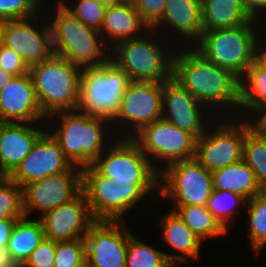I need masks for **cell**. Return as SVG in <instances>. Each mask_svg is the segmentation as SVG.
<instances>
[{
    "label": "cell",
    "mask_w": 266,
    "mask_h": 267,
    "mask_svg": "<svg viewBox=\"0 0 266 267\" xmlns=\"http://www.w3.org/2000/svg\"><path fill=\"white\" fill-rule=\"evenodd\" d=\"M24 217L23 189L8 176L0 183V220Z\"/></svg>",
    "instance_id": "cell-33"
},
{
    "label": "cell",
    "mask_w": 266,
    "mask_h": 267,
    "mask_svg": "<svg viewBox=\"0 0 266 267\" xmlns=\"http://www.w3.org/2000/svg\"><path fill=\"white\" fill-rule=\"evenodd\" d=\"M183 222L204 242L205 239L228 233L208 210L207 205H172Z\"/></svg>",
    "instance_id": "cell-29"
},
{
    "label": "cell",
    "mask_w": 266,
    "mask_h": 267,
    "mask_svg": "<svg viewBox=\"0 0 266 267\" xmlns=\"http://www.w3.org/2000/svg\"><path fill=\"white\" fill-rule=\"evenodd\" d=\"M58 3L55 18L50 21L54 54L83 69L108 62L110 54L104 53L108 45L100 38L99 30L85 25Z\"/></svg>",
    "instance_id": "cell-4"
},
{
    "label": "cell",
    "mask_w": 266,
    "mask_h": 267,
    "mask_svg": "<svg viewBox=\"0 0 266 267\" xmlns=\"http://www.w3.org/2000/svg\"><path fill=\"white\" fill-rule=\"evenodd\" d=\"M71 166L59 143L47 130L36 140L31 151L9 177L23 188L49 175L67 171Z\"/></svg>",
    "instance_id": "cell-15"
},
{
    "label": "cell",
    "mask_w": 266,
    "mask_h": 267,
    "mask_svg": "<svg viewBox=\"0 0 266 267\" xmlns=\"http://www.w3.org/2000/svg\"><path fill=\"white\" fill-rule=\"evenodd\" d=\"M132 139L158 173L161 168L155 166L150 158L159 159L166 168L172 163L191 160L196 156L197 138L163 119L146 125Z\"/></svg>",
    "instance_id": "cell-9"
},
{
    "label": "cell",
    "mask_w": 266,
    "mask_h": 267,
    "mask_svg": "<svg viewBox=\"0 0 266 267\" xmlns=\"http://www.w3.org/2000/svg\"><path fill=\"white\" fill-rule=\"evenodd\" d=\"M117 137L114 145H109L91 166L100 175L112 179L113 184L159 185V173L139 145L132 138Z\"/></svg>",
    "instance_id": "cell-8"
},
{
    "label": "cell",
    "mask_w": 266,
    "mask_h": 267,
    "mask_svg": "<svg viewBox=\"0 0 266 267\" xmlns=\"http://www.w3.org/2000/svg\"><path fill=\"white\" fill-rule=\"evenodd\" d=\"M45 237L55 242L85 238L95 221L83 192L66 204L41 215Z\"/></svg>",
    "instance_id": "cell-16"
},
{
    "label": "cell",
    "mask_w": 266,
    "mask_h": 267,
    "mask_svg": "<svg viewBox=\"0 0 266 267\" xmlns=\"http://www.w3.org/2000/svg\"><path fill=\"white\" fill-rule=\"evenodd\" d=\"M203 30L235 28L253 20L241 0H201Z\"/></svg>",
    "instance_id": "cell-25"
},
{
    "label": "cell",
    "mask_w": 266,
    "mask_h": 267,
    "mask_svg": "<svg viewBox=\"0 0 266 267\" xmlns=\"http://www.w3.org/2000/svg\"><path fill=\"white\" fill-rule=\"evenodd\" d=\"M60 3L65 7V9L70 12L75 18L82 21L85 25L96 28L100 30L102 27L104 16L106 12V7L101 5L96 0H78L75 3V7L71 5L69 7L66 2L60 1Z\"/></svg>",
    "instance_id": "cell-36"
},
{
    "label": "cell",
    "mask_w": 266,
    "mask_h": 267,
    "mask_svg": "<svg viewBox=\"0 0 266 267\" xmlns=\"http://www.w3.org/2000/svg\"><path fill=\"white\" fill-rule=\"evenodd\" d=\"M54 116H59L61 122L59 126H54L55 131L49 133L59 143L65 157L72 165L80 168L91 166L104 153L110 142L115 141L110 136H105V131L108 132L105 126L111 123L110 119L85 114L79 110L61 111L50 115ZM105 138L113 141L109 139L105 141ZM107 142L109 144H105Z\"/></svg>",
    "instance_id": "cell-3"
},
{
    "label": "cell",
    "mask_w": 266,
    "mask_h": 267,
    "mask_svg": "<svg viewBox=\"0 0 266 267\" xmlns=\"http://www.w3.org/2000/svg\"><path fill=\"white\" fill-rule=\"evenodd\" d=\"M117 192V220H123V214L137 206L140 200L153 191L159 185H118Z\"/></svg>",
    "instance_id": "cell-37"
},
{
    "label": "cell",
    "mask_w": 266,
    "mask_h": 267,
    "mask_svg": "<svg viewBox=\"0 0 266 267\" xmlns=\"http://www.w3.org/2000/svg\"><path fill=\"white\" fill-rule=\"evenodd\" d=\"M180 52L173 57L172 78L175 81L207 108L220 104L239 106V78L212 63L194 46L189 49L187 46Z\"/></svg>",
    "instance_id": "cell-1"
},
{
    "label": "cell",
    "mask_w": 266,
    "mask_h": 267,
    "mask_svg": "<svg viewBox=\"0 0 266 267\" xmlns=\"http://www.w3.org/2000/svg\"><path fill=\"white\" fill-rule=\"evenodd\" d=\"M211 174L214 189L231 191L247 201L264 191L255 173L243 160Z\"/></svg>",
    "instance_id": "cell-26"
},
{
    "label": "cell",
    "mask_w": 266,
    "mask_h": 267,
    "mask_svg": "<svg viewBox=\"0 0 266 267\" xmlns=\"http://www.w3.org/2000/svg\"><path fill=\"white\" fill-rule=\"evenodd\" d=\"M98 1L101 5H103L104 7L108 8L114 5H118L120 3H122L125 0H96Z\"/></svg>",
    "instance_id": "cell-48"
},
{
    "label": "cell",
    "mask_w": 266,
    "mask_h": 267,
    "mask_svg": "<svg viewBox=\"0 0 266 267\" xmlns=\"http://www.w3.org/2000/svg\"><path fill=\"white\" fill-rule=\"evenodd\" d=\"M41 1L42 0H0V18L6 21H12L34 17L39 12L37 8L40 7Z\"/></svg>",
    "instance_id": "cell-38"
},
{
    "label": "cell",
    "mask_w": 266,
    "mask_h": 267,
    "mask_svg": "<svg viewBox=\"0 0 266 267\" xmlns=\"http://www.w3.org/2000/svg\"><path fill=\"white\" fill-rule=\"evenodd\" d=\"M22 189L25 217L29 218L34 210L44 215L82 192V168L72 165L67 171L31 182Z\"/></svg>",
    "instance_id": "cell-13"
},
{
    "label": "cell",
    "mask_w": 266,
    "mask_h": 267,
    "mask_svg": "<svg viewBox=\"0 0 266 267\" xmlns=\"http://www.w3.org/2000/svg\"><path fill=\"white\" fill-rule=\"evenodd\" d=\"M129 83L128 75L110 60L99 67L84 68L78 110L111 120Z\"/></svg>",
    "instance_id": "cell-7"
},
{
    "label": "cell",
    "mask_w": 266,
    "mask_h": 267,
    "mask_svg": "<svg viewBox=\"0 0 266 267\" xmlns=\"http://www.w3.org/2000/svg\"><path fill=\"white\" fill-rule=\"evenodd\" d=\"M247 200L231 191L214 189L208 199L207 208L219 224L228 231L227 221L234 209Z\"/></svg>",
    "instance_id": "cell-34"
},
{
    "label": "cell",
    "mask_w": 266,
    "mask_h": 267,
    "mask_svg": "<svg viewBox=\"0 0 266 267\" xmlns=\"http://www.w3.org/2000/svg\"><path fill=\"white\" fill-rule=\"evenodd\" d=\"M247 202L245 204H248L249 236L257 257L266 245V190Z\"/></svg>",
    "instance_id": "cell-32"
},
{
    "label": "cell",
    "mask_w": 266,
    "mask_h": 267,
    "mask_svg": "<svg viewBox=\"0 0 266 267\" xmlns=\"http://www.w3.org/2000/svg\"><path fill=\"white\" fill-rule=\"evenodd\" d=\"M24 124L32 123L0 122V169L7 176L25 159L36 140L46 131Z\"/></svg>",
    "instance_id": "cell-20"
},
{
    "label": "cell",
    "mask_w": 266,
    "mask_h": 267,
    "mask_svg": "<svg viewBox=\"0 0 266 267\" xmlns=\"http://www.w3.org/2000/svg\"><path fill=\"white\" fill-rule=\"evenodd\" d=\"M6 20L0 18V45L2 44V40H3V30L6 24Z\"/></svg>",
    "instance_id": "cell-49"
},
{
    "label": "cell",
    "mask_w": 266,
    "mask_h": 267,
    "mask_svg": "<svg viewBox=\"0 0 266 267\" xmlns=\"http://www.w3.org/2000/svg\"><path fill=\"white\" fill-rule=\"evenodd\" d=\"M0 267H22L11 253L7 250V247L0 248Z\"/></svg>",
    "instance_id": "cell-44"
},
{
    "label": "cell",
    "mask_w": 266,
    "mask_h": 267,
    "mask_svg": "<svg viewBox=\"0 0 266 267\" xmlns=\"http://www.w3.org/2000/svg\"><path fill=\"white\" fill-rule=\"evenodd\" d=\"M44 237L45 233L41 220L39 218L29 220L28 217H24L16 221L7 250L23 266Z\"/></svg>",
    "instance_id": "cell-27"
},
{
    "label": "cell",
    "mask_w": 266,
    "mask_h": 267,
    "mask_svg": "<svg viewBox=\"0 0 266 267\" xmlns=\"http://www.w3.org/2000/svg\"><path fill=\"white\" fill-rule=\"evenodd\" d=\"M0 67L14 77L29 73V66L22 57L3 44L0 45Z\"/></svg>",
    "instance_id": "cell-41"
},
{
    "label": "cell",
    "mask_w": 266,
    "mask_h": 267,
    "mask_svg": "<svg viewBox=\"0 0 266 267\" xmlns=\"http://www.w3.org/2000/svg\"><path fill=\"white\" fill-rule=\"evenodd\" d=\"M85 263V238L56 242L55 267H80Z\"/></svg>",
    "instance_id": "cell-35"
},
{
    "label": "cell",
    "mask_w": 266,
    "mask_h": 267,
    "mask_svg": "<svg viewBox=\"0 0 266 267\" xmlns=\"http://www.w3.org/2000/svg\"><path fill=\"white\" fill-rule=\"evenodd\" d=\"M56 242L44 237L22 267H55Z\"/></svg>",
    "instance_id": "cell-40"
},
{
    "label": "cell",
    "mask_w": 266,
    "mask_h": 267,
    "mask_svg": "<svg viewBox=\"0 0 266 267\" xmlns=\"http://www.w3.org/2000/svg\"><path fill=\"white\" fill-rule=\"evenodd\" d=\"M124 222L95 220L90 225L85 236L86 263L89 267H125L128 241L132 234L125 228Z\"/></svg>",
    "instance_id": "cell-14"
},
{
    "label": "cell",
    "mask_w": 266,
    "mask_h": 267,
    "mask_svg": "<svg viewBox=\"0 0 266 267\" xmlns=\"http://www.w3.org/2000/svg\"><path fill=\"white\" fill-rule=\"evenodd\" d=\"M82 192L95 220H117V192L112 179L92 166L82 168Z\"/></svg>",
    "instance_id": "cell-21"
},
{
    "label": "cell",
    "mask_w": 266,
    "mask_h": 267,
    "mask_svg": "<svg viewBox=\"0 0 266 267\" xmlns=\"http://www.w3.org/2000/svg\"><path fill=\"white\" fill-rule=\"evenodd\" d=\"M223 123L197 139L195 159L210 172L242 161L245 135L253 126L250 119Z\"/></svg>",
    "instance_id": "cell-11"
},
{
    "label": "cell",
    "mask_w": 266,
    "mask_h": 267,
    "mask_svg": "<svg viewBox=\"0 0 266 267\" xmlns=\"http://www.w3.org/2000/svg\"><path fill=\"white\" fill-rule=\"evenodd\" d=\"M112 51L110 61L123 70L130 81L164 83L172 78L174 55L165 54L166 50L154 39L140 36L121 41Z\"/></svg>",
    "instance_id": "cell-6"
},
{
    "label": "cell",
    "mask_w": 266,
    "mask_h": 267,
    "mask_svg": "<svg viewBox=\"0 0 266 267\" xmlns=\"http://www.w3.org/2000/svg\"><path fill=\"white\" fill-rule=\"evenodd\" d=\"M255 21L235 28L203 30L194 47L212 63L241 78L256 58ZM199 44V45H198Z\"/></svg>",
    "instance_id": "cell-5"
},
{
    "label": "cell",
    "mask_w": 266,
    "mask_h": 267,
    "mask_svg": "<svg viewBox=\"0 0 266 267\" xmlns=\"http://www.w3.org/2000/svg\"><path fill=\"white\" fill-rule=\"evenodd\" d=\"M259 118H257V122L252 123L253 127L256 128L262 135L266 136V107L262 108L259 112H257ZM261 114V115H260Z\"/></svg>",
    "instance_id": "cell-45"
},
{
    "label": "cell",
    "mask_w": 266,
    "mask_h": 267,
    "mask_svg": "<svg viewBox=\"0 0 266 267\" xmlns=\"http://www.w3.org/2000/svg\"><path fill=\"white\" fill-rule=\"evenodd\" d=\"M260 42H257L256 46V60L266 68V47L260 48L258 45ZM261 49V50H260Z\"/></svg>",
    "instance_id": "cell-46"
},
{
    "label": "cell",
    "mask_w": 266,
    "mask_h": 267,
    "mask_svg": "<svg viewBox=\"0 0 266 267\" xmlns=\"http://www.w3.org/2000/svg\"><path fill=\"white\" fill-rule=\"evenodd\" d=\"M43 118L30 74L13 77L0 91V122L35 124Z\"/></svg>",
    "instance_id": "cell-19"
},
{
    "label": "cell",
    "mask_w": 266,
    "mask_h": 267,
    "mask_svg": "<svg viewBox=\"0 0 266 267\" xmlns=\"http://www.w3.org/2000/svg\"><path fill=\"white\" fill-rule=\"evenodd\" d=\"M240 108L259 112L266 107V68L256 59L239 79Z\"/></svg>",
    "instance_id": "cell-28"
},
{
    "label": "cell",
    "mask_w": 266,
    "mask_h": 267,
    "mask_svg": "<svg viewBox=\"0 0 266 267\" xmlns=\"http://www.w3.org/2000/svg\"><path fill=\"white\" fill-rule=\"evenodd\" d=\"M162 91L163 83L130 81L111 119V126L118 123L122 127L126 123L128 132L129 127L132 129L130 132H135L124 137L132 138L146 125L162 119Z\"/></svg>",
    "instance_id": "cell-12"
},
{
    "label": "cell",
    "mask_w": 266,
    "mask_h": 267,
    "mask_svg": "<svg viewBox=\"0 0 266 267\" xmlns=\"http://www.w3.org/2000/svg\"><path fill=\"white\" fill-rule=\"evenodd\" d=\"M242 160L255 173L258 183L266 190V136L253 126L245 135Z\"/></svg>",
    "instance_id": "cell-30"
},
{
    "label": "cell",
    "mask_w": 266,
    "mask_h": 267,
    "mask_svg": "<svg viewBox=\"0 0 266 267\" xmlns=\"http://www.w3.org/2000/svg\"><path fill=\"white\" fill-rule=\"evenodd\" d=\"M8 176L0 169V183H2Z\"/></svg>",
    "instance_id": "cell-50"
},
{
    "label": "cell",
    "mask_w": 266,
    "mask_h": 267,
    "mask_svg": "<svg viewBox=\"0 0 266 267\" xmlns=\"http://www.w3.org/2000/svg\"><path fill=\"white\" fill-rule=\"evenodd\" d=\"M163 24L187 37V41L194 40L192 46L196 45L203 31L201 0H166L162 18L151 32L156 33Z\"/></svg>",
    "instance_id": "cell-22"
},
{
    "label": "cell",
    "mask_w": 266,
    "mask_h": 267,
    "mask_svg": "<svg viewBox=\"0 0 266 267\" xmlns=\"http://www.w3.org/2000/svg\"><path fill=\"white\" fill-rule=\"evenodd\" d=\"M14 76L0 67V91L10 82Z\"/></svg>",
    "instance_id": "cell-47"
},
{
    "label": "cell",
    "mask_w": 266,
    "mask_h": 267,
    "mask_svg": "<svg viewBox=\"0 0 266 267\" xmlns=\"http://www.w3.org/2000/svg\"><path fill=\"white\" fill-rule=\"evenodd\" d=\"M241 3L244 9L246 10L247 14L253 20H256L257 17L256 14L258 15L261 10H264L266 8V0H241Z\"/></svg>",
    "instance_id": "cell-43"
},
{
    "label": "cell",
    "mask_w": 266,
    "mask_h": 267,
    "mask_svg": "<svg viewBox=\"0 0 266 267\" xmlns=\"http://www.w3.org/2000/svg\"><path fill=\"white\" fill-rule=\"evenodd\" d=\"M148 27L141 20L138 11L133 6L131 0H125L118 5L108 7L105 12L104 21L99 32L101 38H108L113 41V46L125 40L136 39L140 30ZM103 34V35H102ZM108 35V36H107Z\"/></svg>",
    "instance_id": "cell-23"
},
{
    "label": "cell",
    "mask_w": 266,
    "mask_h": 267,
    "mask_svg": "<svg viewBox=\"0 0 266 267\" xmlns=\"http://www.w3.org/2000/svg\"><path fill=\"white\" fill-rule=\"evenodd\" d=\"M143 23L150 30L161 20L166 0H131Z\"/></svg>",
    "instance_id": "cell-39"
},
{
    "label": "cell",
    "mask_w": 266,
    "mask_h": 267,
    "mask_svg": "<svg viewBox=\"0 0 266 267\" xmlns=\"http://www.w3.org/2000/svg\"><path fill=\"white\" fill-rule=\"evenodd\" d=\"M19 219H4L0 220V248L7 247L11 232Z\"/></svg>",
    "instance_id": "cell-42"
},
{
    "label": "cell",
    "mask_w": 266,
    "mask_h": 267,
    "mask_svg": "<svg viewBox=\"0 0 266 267\" xmlns=\"http://www.w3.org/2000/svg\"><path fill=\"white\" fill-rule=\"evenodd\" d=\"M159 180L160 195L174 205H207L214 190L211 172L195 158L161 169Z\"/></svg>",
    "instance_id": "cell-10"
},
{
    "label": "cell",
    "mask_w": 266,
    "mask_h": 267,
    "mask_svg": "<svg viewBox=\"0 0 266 267\" xmlns=\"http://www.w3.org/2000/svg\"><path fill=\"white\" fill-rule=\"evenodd\" d=\"M82 72V67L55 54L29 67L39 107L47 118L78 110Z\"/></svg>",
    "instance_id": "cell-2"
},
{
    "label": "cell",
    "mask_w": 266,
    "mask_h": 267,
    "mask_svg": "<svg viewBox=\"0 0 266 267\" xmlns=\"http://www.w3.org/2000/svg\"><path fill=\"white\" fill-rule=\"evenodd\" d=\"M161 220L163 227V239L168 246L181 254H168L167 259L175 266L185 263L190 258L197 259L200 252V244L203 242L174 212L169 211V214ZM183 254V255H182Z\"/></svg>",
    "instance_id": "cell-24"
},
{
    "label": "cell",
    "mask_w": 266,
    "mask_h": 267,
    "mask_svg": "<svg viewBox=\"0 0 266 267\" xmlns=\"http://www.w3.org/2000/svg\"><path fill=\"white\" fill-rule=\"evenodd\" d=\"M125 267H175L166 252L153 248L131 235L128 241Z\"/></svg>",
    "instance_id": "cell-31"
},
{
    "label": "cell",
    "mask_w": 266,
    "mask_h": 267,
    "mask_svg": "<svg viewBox=\"0 0 266 267\" xmlns=\"http://www.w3.org/2000/svg\"><path fill=\"white\" fill-rule=\"evenodd\" d=\"M203 108L206 107L173 78L163 83L162 119L189 132L197 139L206 131V120H202L205 118L202 115L204 111H201Z\"/></svg>",
    "instance_id": "cell-18"
},
{
    "label": "cell",
    "mask_w": 266,
    "mask_h": 267,
    "mask_svg": "<svg viewBox=\"0 0 266 267\" xmlns=\"http://www.w3.org/2000/svg\"><path fill=\"white\" fill-rule=\"evenodd\" d=\"M32 18L36 17L7 21L2 40V44L17 52L29 67L54 54L50 24L38 30L31 24Z\"/></svg>",
    "instance_id": "cell-17"
},
{
    "label": "cell",
    "mask_w": 266,
    "mask_h": 267,
    "mask_svg": "<svg viewBox=\"0 0 266 267\" xmlns=\"http://www.w3.org/2000/svg\"><path fill=\"white\" fill-rule=\"evenodd\" d=\"M80 267H89V266L87 265V263H85L84 265H82Z\"/></svg>",
    "instance_id": "cell-51"
}]
</instances>
